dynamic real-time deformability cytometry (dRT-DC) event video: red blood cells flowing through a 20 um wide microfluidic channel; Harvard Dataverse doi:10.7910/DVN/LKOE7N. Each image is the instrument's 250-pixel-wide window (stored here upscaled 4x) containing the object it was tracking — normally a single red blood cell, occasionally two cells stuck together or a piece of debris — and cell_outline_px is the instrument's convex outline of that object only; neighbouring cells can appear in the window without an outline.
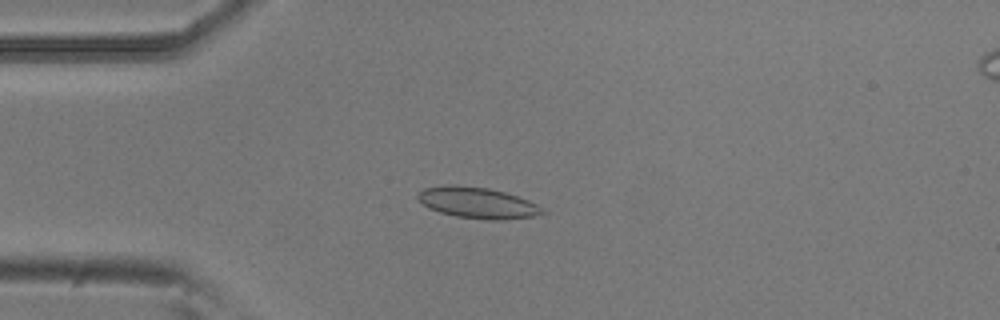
{"species": "common noctule bat (a hibernating species)", "species_latin": "Nyctalus noctula", "temperature_condition": "room temperature", "stored_images_in_passage": 53, "camera_frame_rate_fps": 3000, "um_per_image_px": 0.085, "animal": {"sex": "male", "body_mass_g": 20.5, "forearm_length_mm": 52.5}, "frame": {"image": 1, "passage_image": 13, "time_ms": 4.0, "image_size_px": [1000, 320], "cell_outline_px": [[544, 212], [536, 216], [500, 220], [488, 220], [456, 216], [440, 212], [428, 208], [416, 196], [424, 188], [448, 184], [452, 184], [488, 188], [504, 192], [528, 200], [544, 208]], "centroid_in_image_um": [40.59, 17.24], "position_along_channel_um": 44.4, "area_um2": 22.43}}
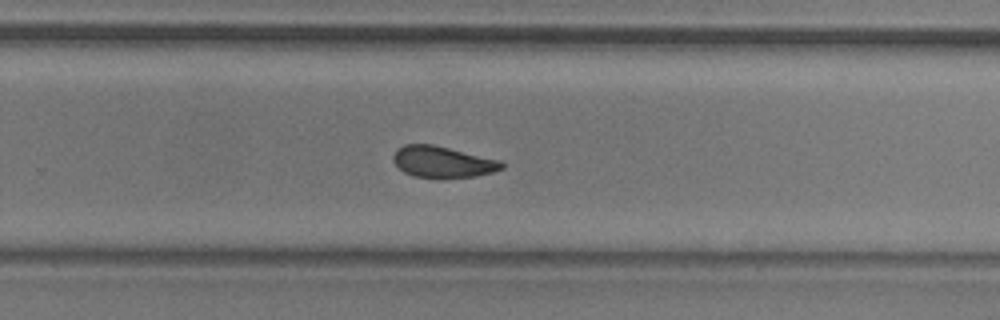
{"frame": {"image": 2, "passage_image": 34, "time_ms": 11.0, "image_size_px": [1000, 320], "cell_outline_px": [[504, 168], [492, 172], [476, 176], [416, 176], [404, 172], [392, 160], [392, 156], [396, 148], [404, 144], [432, 144], [500, 160], [504, 164]], "centroid_in_image_um": [37.6, 13.72], "position_along_channel_um": 292.2, "area_um2": 19.31}}
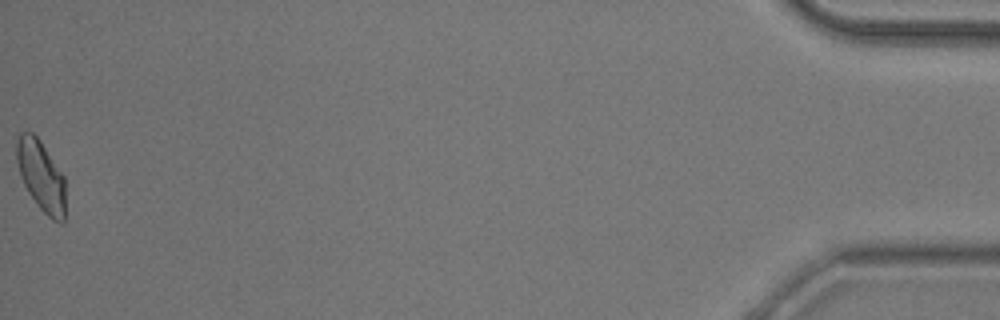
{"frame": {"image": 3, "passage_image": 53, "time_ms": 17.333, "image_size_px": [1000, 320], "cell_outline_px": [[64, 224], [60, 224], [52, 220], [36, 204], [28, 192], [20, 176], [16, 160], [16, 144], [20, 132], [32, 132], [40, 140], [64, 176]], "centroid_in_image_um": [3.48, 14.96], "position_along_channel_um": 431.7, "area_um2": 20.06}, "authors_computed_cell_mechanics": {"area_um2": 20.4612, "velocity_mm_per_s": 3.7919, "shape_relaxation_time_tau1_ms": 6.5483, "shape_relaxation_time_tau2_ms": 1.9525, "deformation_change_tau1": 0.1195, "deformation_change_tau2": 0.0574}}